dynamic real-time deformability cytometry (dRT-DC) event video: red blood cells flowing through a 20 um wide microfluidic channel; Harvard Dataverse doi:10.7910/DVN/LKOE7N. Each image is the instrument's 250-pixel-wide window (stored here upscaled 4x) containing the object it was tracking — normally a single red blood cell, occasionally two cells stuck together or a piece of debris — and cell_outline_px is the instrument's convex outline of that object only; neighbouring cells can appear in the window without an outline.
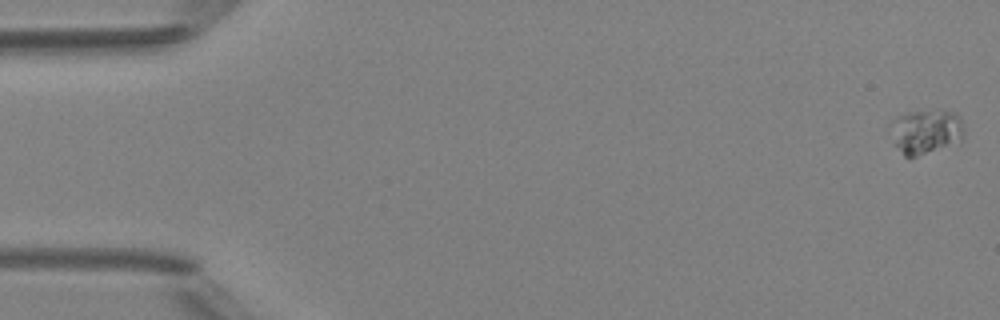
{"species": "Egyptian fruit bat (a non-hibernating species)", "species_latin": "Rousettus aegyptiacus", "temperature_condition": "room temperature", "stored_images_in_passage": 50, "camera_frame_rate_fps": 3000, "um_per_image_px": 0.085, "animal": {"sex": "female"}, "frame": {"image": 1, "passage_image": 1, "time_ms": 0.0, "image_size_px": [1000, 320], "cell_outline_px": [[964, 136], [960, 140], [916, 156], [904, 156], [896, 144], [888, 128], [900, 116], [908, 112], [956, 112], [960, 116], [964, 128]], "centroid_in_image_um": [78.71, 11.18], "position_along_channel_um": 6.3, "area_um2": 18.26}}
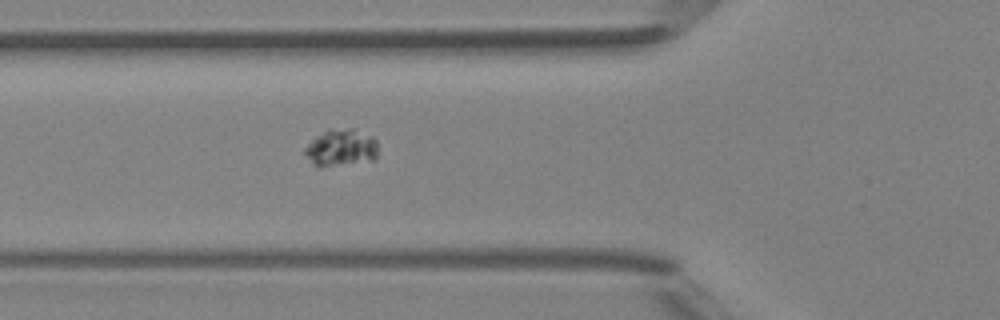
{"frame": {"image": 2, "passage_image": 19, "time_ms": 6.0, "image_size_px": [1000, 320], "cell_outline_px": [[376, 156], [372, 160], [320, 168], [312, 164], [304, 152], [304, 148], [316, 136], [328, 128], [352, 128], [372, 136], [376, 140]], "centroid_in_image_um": [28.95, 12.55], "position_along_channel_um": 96.8, "area_um2": 15.9}}
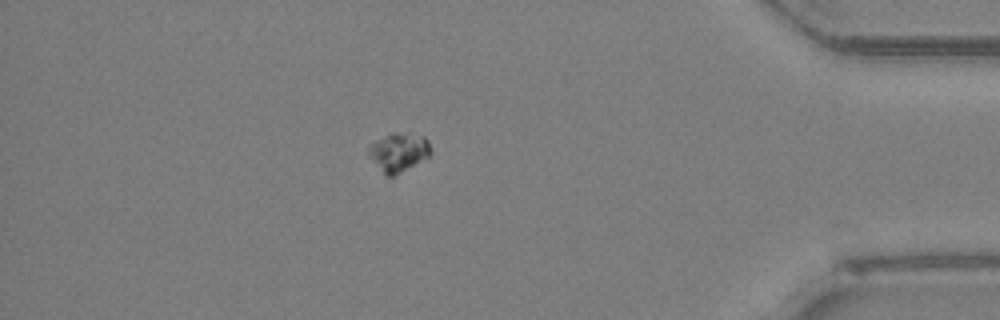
{"frame": {"image": 3, "passage_image": 44, "time_ms": 14.333, "image_size_px": [1000, 320], "cell_outline_px": [[432, 152], [428, 156], [400, 172], [392, 176], [384, 176], [368, 156], [368, 144], [392, 132], [408, 132], [424, 136], [428, 140]], "centroid_in_image_um": [33.85, 12.9], "position_along_channel_um": 401.4, "area_um2": 14.16}}